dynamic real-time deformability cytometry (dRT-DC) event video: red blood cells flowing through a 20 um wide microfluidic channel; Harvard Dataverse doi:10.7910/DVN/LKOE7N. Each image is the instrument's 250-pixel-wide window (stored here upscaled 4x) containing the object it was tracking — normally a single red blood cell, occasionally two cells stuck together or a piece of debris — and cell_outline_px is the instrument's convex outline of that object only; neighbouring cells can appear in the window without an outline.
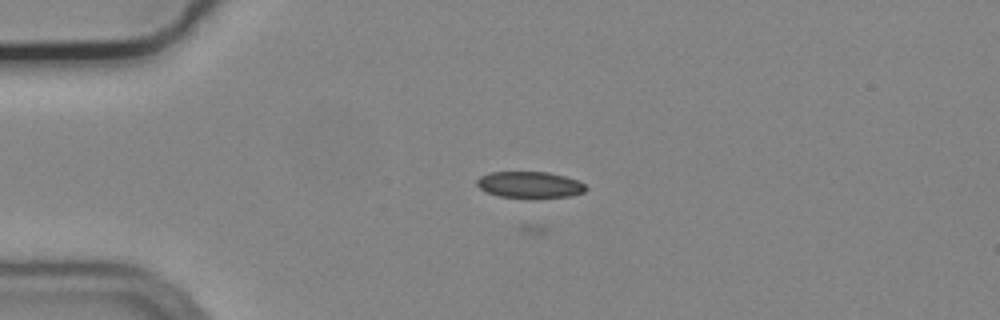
{"species": "common noctule bat (a hibernating species)", "species_latin": "Nyctalus noctula", "temperature_condition": "cold", "stored_images_in_passage": 18, "camera_frame_rate_fps": 3000, "um_per_image_px": 0.085, "animal": {"sex": "male", "body_mass_g": 19.2, "forearm_length_mm": 51.8}, "frame": {"image": 1, "passage_image": 4, "time_ms": 1.0, "image_size_px": [1000, 320], "cell_outline_px": [[588, 188], [584, 192], [572, 196], [500, 196], [488, 192], [480, 188], [476, 184], [476, 180], [480, 176], [488, 172], [548, 172], [564, 176], [576, 180], [584, 184]], "centroid_in_image_um": [45.01, 15.67], "position_along_channel_um": 40.0, "area_um2": 16.24}}
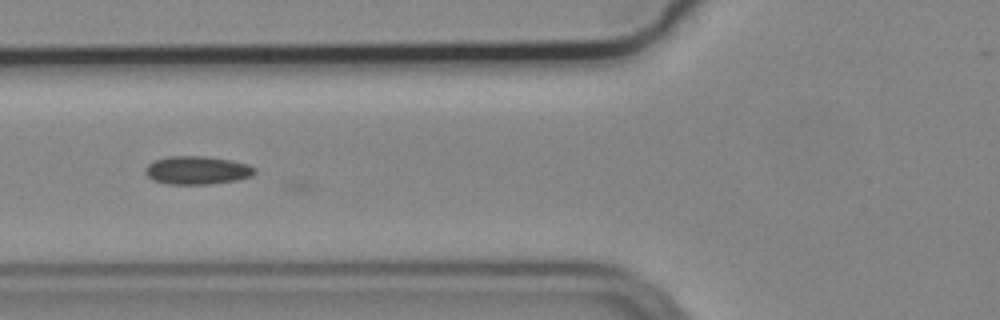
{"frame": {"image": 2, "passage_image": 12, "time_ms": 3.667, "image_size_px": [1000, 320], "cell_outline_px": [[256, 172], [252, 176], [236, 180], [208, 184], [168, 184], [152, 180], [144, 172], [144, 168], [148, 164], [156, 160], [168, 156], [204, 156], [232, 160], [248, 164], [256, 168]], "centroid_in_image_um": [16.76, 14.47], "position_along_channel_um": 109.0, "area_um2": 18.09}}
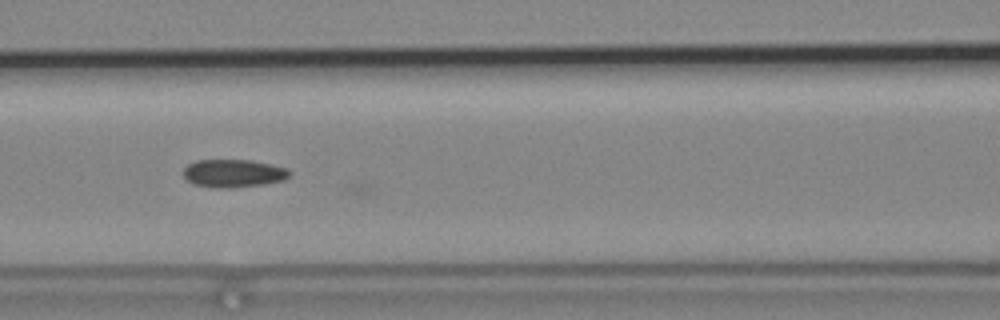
{"frame": {"image": 3, "passage_image": 15, "time_ms": 4.667, "image_size_px": [1000, 320], "cell_outline_px": [[292, 172], [284, 180], [264, 184], [232, 188], [216, 188], [192, 184], [184, 176], [184, 168], [188, 164], [196, 160], [252, 160], [272, 164], [288, 168]], "centroid_in_image_um": [19.86, 14.73], "position_along_channel_um": 146.7, "area_um2": 17.46}}